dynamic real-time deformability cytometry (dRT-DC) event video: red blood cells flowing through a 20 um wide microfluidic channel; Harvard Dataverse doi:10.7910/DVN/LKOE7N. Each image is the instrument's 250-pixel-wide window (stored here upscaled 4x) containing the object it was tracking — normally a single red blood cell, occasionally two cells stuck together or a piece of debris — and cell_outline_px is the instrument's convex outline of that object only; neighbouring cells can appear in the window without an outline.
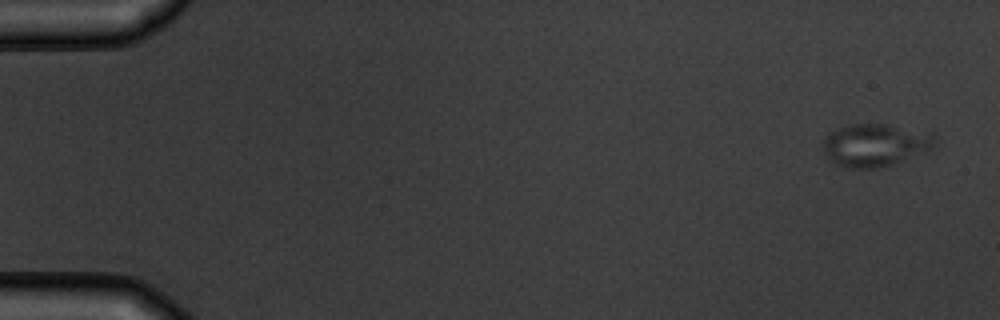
{"species": "common noctule bat (a hibernating species)", "species_latin": "Nyctalus noctula", "temperature_condition": "warm", "stored_images_in_passage": 6, "segment_of_instrument_passage": [1, 2], "camera_frame_rate_fps": 3000, "um_per_image_px": 0.085, "animal": {"sex": "male", "body_mass_g": 19.5, "forearm_length_mm": 54.6}, "frame": {"image": 1, "passage_image": 1, "time_ms": 0.0, "image_size_px": [1000, 320], "cell_outline_px": [[936, 144], [928, 148], [892, 164], [876, 168], [840, 168], [828, 160], [824, 148], [824, 140], [828, 132], [844, 124], [888, 124], [932, 132], [936, 140]], "centroid_in_image_um": [74.31, 12.31], "position_along_channel_um": 10.7, "area_um2": 27.8}}